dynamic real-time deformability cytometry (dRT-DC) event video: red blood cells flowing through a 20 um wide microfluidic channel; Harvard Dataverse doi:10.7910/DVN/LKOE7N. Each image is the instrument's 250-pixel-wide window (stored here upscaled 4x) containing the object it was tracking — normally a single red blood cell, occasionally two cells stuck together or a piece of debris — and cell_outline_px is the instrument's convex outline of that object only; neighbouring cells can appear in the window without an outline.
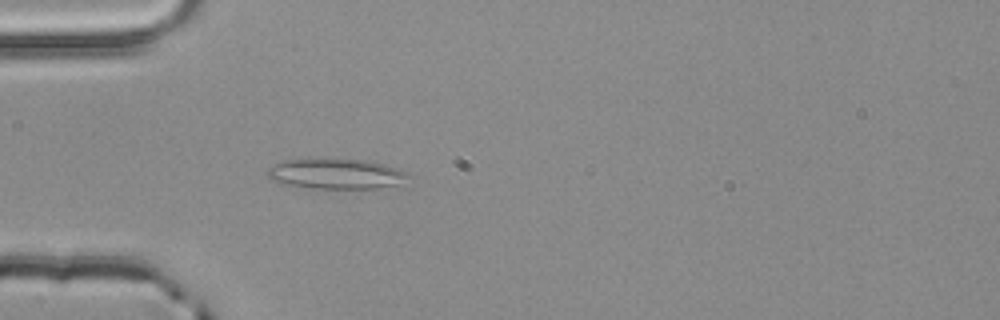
{"species": "common noctule bat (a hibernating species)", "species_latin": "Nyctalus noctula", "temperature_condition": "room temperature", "stored_images_in_passage": 3, "camera_frame_rate_fps": 3000, "um_per_image_px": 0.085, "animal": {"sex": "male", "body_mass_g": 20.4}, "frame": {"image": 1, "passage_image": 3, "time_ms": 0.667, "image_size_px": [1000, 320], "cell_outline_px": [[412, 176], [396, 184], [380, 188], [308, 188], [280, 184], [272, 180], [268, 176], [268, 168], [284, 160], [324, 156], [368, 160], [384, 164], [408, 172]], "centroid_in_image_um": [28.52, 14.73], "position_along_channel_um": 56.5, "area_um2": 25.66}}